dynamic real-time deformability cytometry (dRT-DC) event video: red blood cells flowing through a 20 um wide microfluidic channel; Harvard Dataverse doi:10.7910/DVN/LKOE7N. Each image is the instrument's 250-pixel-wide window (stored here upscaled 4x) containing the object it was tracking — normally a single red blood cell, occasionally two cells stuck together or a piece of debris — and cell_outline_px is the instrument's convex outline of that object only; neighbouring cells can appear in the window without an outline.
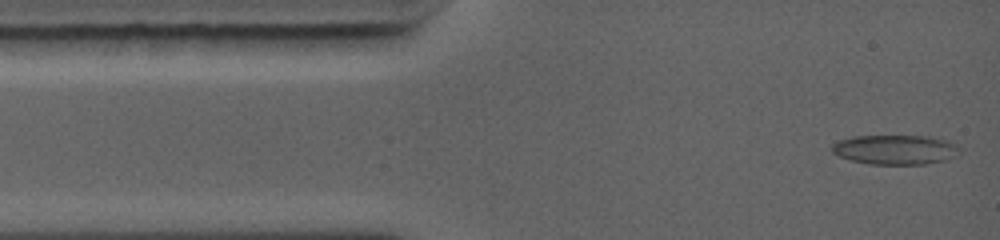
{"species": "common noctule bat (a hibernating species)", "species_latin": "Nyctalus noctula", "temperature_condition": "warm", "stored_images_in_passage": 75, "camera_frame_rate_fps": 5000, "um_per_image_px": 0.085, "animal": {"sex": "female", "body_mass_g": 19.0, "forearm_length_mm": 56.7}, "frame": {"image": 1, "passage_image": 2, "time_ms": 0.2, "image_size_px": [1000, 240], "cell_outline_px": [[960, 156], [944, 160], [924, 164], [868, 164], [852, 160], [840, 156], [832, 152], [832, 144], [836, 140], [852, 136], [928, 136], [948, 140], [956, 144], [960, 148]], "centroid_in_image_um": [76.13, 12.71], "position_along_channel_um": 8.9, "area_um2": 22.25}}
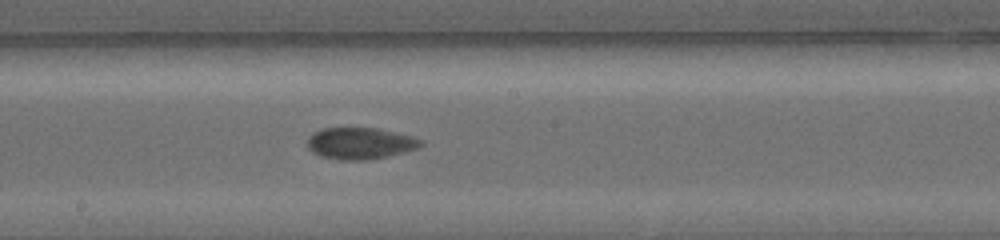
{"frame": {"image": 2, "passage_image": 33, "time_ms": 6.4, "image_size_px": [1000, 240], "cell_outline_px": [[424, 144], [416, 148], [404, 152], [388, 156], [368, 160], [340, 160], [320, 156], [312, 152], [308, 148], [308, 136], [312, 132], [320, 128], [376, 128], [412, 136], [424, 140]], "centroid_in_image_um": [30.59, 12.18], "position_along_channel_um": 217.6, "area_um2": 21.04}}
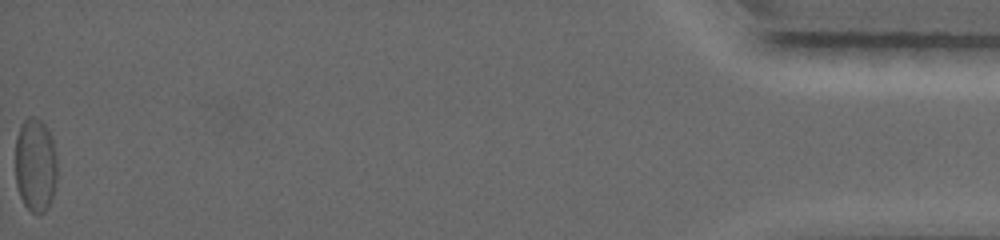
{"frame": {"image": 3, "passage_image": 75, "time_ms": 14.8, "image_size_px": [1000, 240], "cell_outline_px": [[56, 180], [52, 196], [48, 208], [44, 212], [32, 212], [24, 204], [20, 196], [16, 184], [16, 136], [20, 124], [28, 116], [36, 116], [44, 124], [52, 136], [56, 160]], "centroid_in_image_um": [3.0, 13.98], "position_along_channel_um": 432.2, "area_um2": 22.89}, "authors_computed_cell_mechanics": {"area_um2": 21.097, "velocity_mm_per_s": 4.3486, "shape_relaxation_time_tau1_ms": 9.8757, "shape_relaxation_time_tau2_ms": null, "deformation_change_tau1": 0.1695, "deformation_change_tau2": null}}